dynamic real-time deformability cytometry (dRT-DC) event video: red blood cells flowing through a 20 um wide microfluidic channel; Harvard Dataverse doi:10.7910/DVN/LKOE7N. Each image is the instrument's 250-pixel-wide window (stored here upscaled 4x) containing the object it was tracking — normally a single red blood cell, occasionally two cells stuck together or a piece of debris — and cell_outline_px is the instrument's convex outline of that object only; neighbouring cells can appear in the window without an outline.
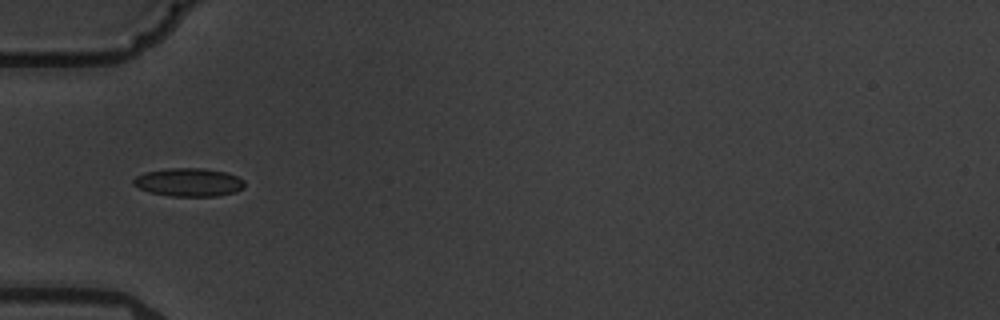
{"species": "common noctule bat (a hibernating species)", "species_latin": "Nyctalus noctula", "temperature_condition": "warm", "stored_images_in_passage": 15, "camera_frame_rate_fps": 3000, "um_per_image_px": 0.085, "animal": {"sex": "male", "body_mass_g": 19.5, "forearm_length_mm": 54.6}, "frame": {"image": 1, "passage_image": 5, "time_ms": 5.333, "image_size_px": [1000, 320], "cell_outline_px": [[244, 188], [236, 192], [216, 196], [172, 196], [148, 192], [132, 184], [132, 180], [136, 176], [144, 172], [168, 168], [204, 168], [224, 172], [236, 176], [244, 180]], "centroid_in_image_um": [16.03, 15.49], "position_along_channel_um": 69.0, "area_um2": 18.38}}
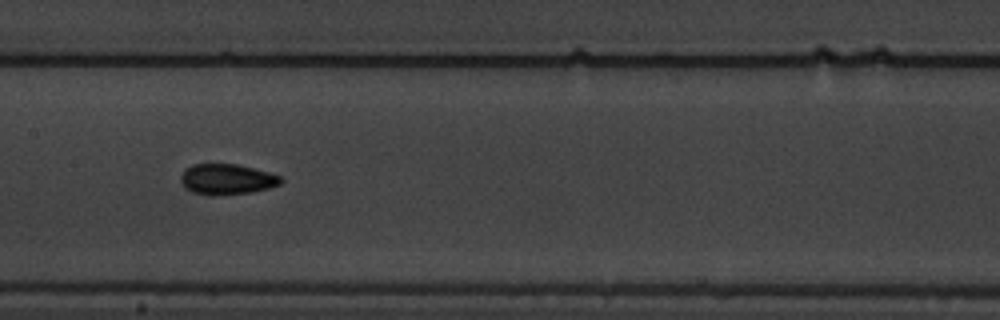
{"frame": {"image": 2, "passage_image": 8, "time_ms": 8.667, "image_size_px": [1000, 320], "cell_outline_px": [[284, 180], [280, 184], [268, 188], [252, 192], [216, 196], [208, 196], [192, 192], [184, 188], [180, 180], [180, 176], [184, 168], [192, 164], [236, 164], [268, 172], [280, 176]], "centroid_in_image_um": [19.23, 15.25], "position_along_channel_um": 188.2, "area_um2": 18.09}}
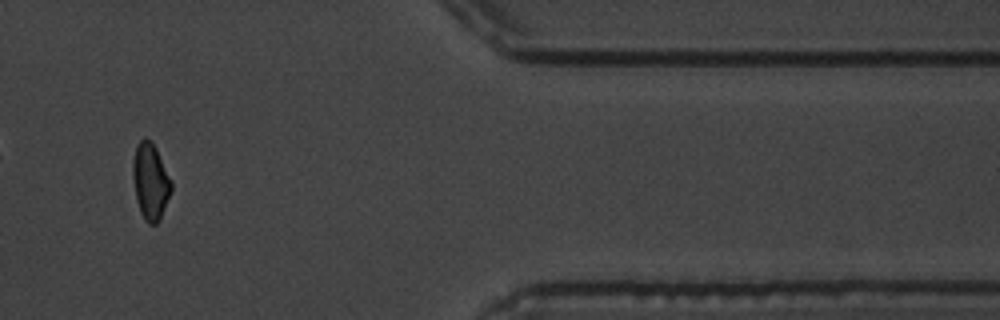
{"frame": {"image": 3, "passage_image": 14, "time_ms": 15.333, "image_size_px": [1000, 320], "cell_outline_px": [[172, 188], [160, 220], [156, 224], [148, 224], [144, 220], [140, 212], [136, 200], [132, 176], [132, 164], [136, 144], [144, 136], [152, 140], [172, 180]], "centroid_in_image_um": [12.78, 15.4], "position_along_channel_um": 398.6, "area_um2": 17.46}, "authors_computed_cell_mechanics": {"area_um2": 16.9354, "velocity_mm_per_s": 3.5904, "shape_relaxation_time_tau1_ms": 2.6857, "shape_relaxation_time_tau2_ms": 1.4287, "deformation_change_tau1": 0.0857, "deformation_change_tau2": 0.0398}}